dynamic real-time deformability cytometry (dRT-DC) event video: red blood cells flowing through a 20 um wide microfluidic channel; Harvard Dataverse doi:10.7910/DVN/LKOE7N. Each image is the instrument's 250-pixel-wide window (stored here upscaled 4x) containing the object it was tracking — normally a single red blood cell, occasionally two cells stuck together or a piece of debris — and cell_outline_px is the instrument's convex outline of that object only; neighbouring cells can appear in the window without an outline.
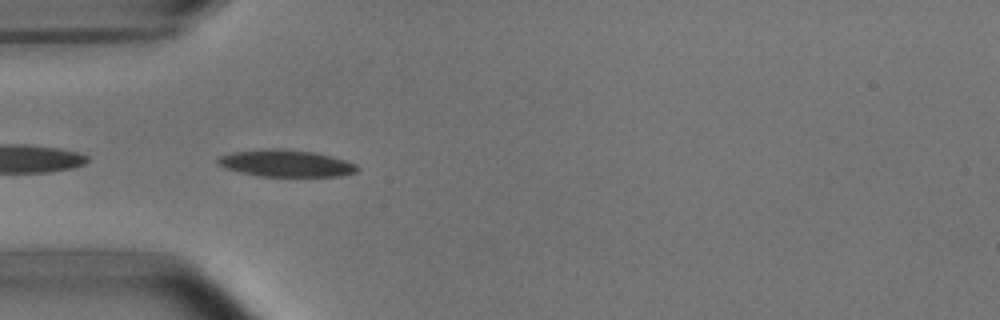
{"species": "common noctule bat (a hibernating species)", "species_latin": "Nyctalus noctula", "temperature_condition": "room temperature", "stored_images_in_passage": 5, "camera_frame_rate_fps": 3000, "um_per_image_px": 0.085, "animal": {"sex": "male", "body_mass_g": 15.6}, "frame": {"image": 1, "passage_image": 2, "time_ms": 0.333, "image_size_px": [1000, 320], "cell_outline_px": [[360, 168], [356, 172], [340, 176], [260, 176], [240, 172], [224, 168], [216, 164], [216, 160], [220, 156], [232, 152], [264, 148], [284, 148], [316, 152], [332, 156], [356, 164]], "centroid_in_image_um": [24.28, 13.87], "position_along_channel_um": 60.7, "area_um2": 22.14}}